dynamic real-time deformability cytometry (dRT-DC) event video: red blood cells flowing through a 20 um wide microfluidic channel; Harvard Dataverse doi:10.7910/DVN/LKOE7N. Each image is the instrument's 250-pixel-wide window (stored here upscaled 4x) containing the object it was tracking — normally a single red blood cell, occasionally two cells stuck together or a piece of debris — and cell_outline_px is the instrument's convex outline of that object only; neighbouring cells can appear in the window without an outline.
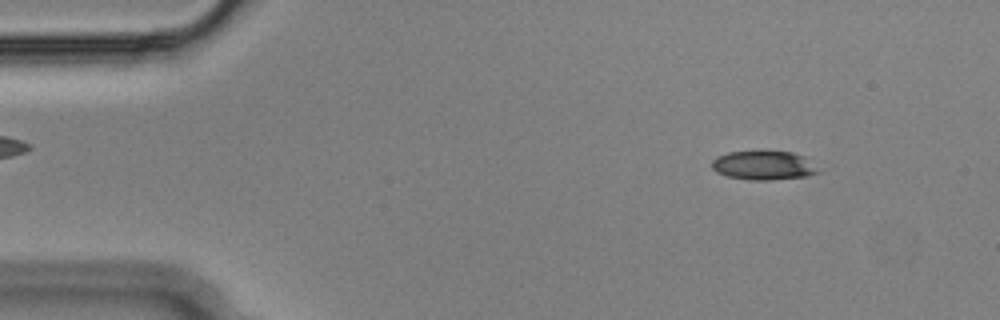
{"species": "Egyptian fruit bat (a non-hibernating species)", "species_latin": "Rousettus aegyptiacus", "temperature_condition": "cold", "stored_images_in_passage": 54, "camera_frame_rate_fps": 3000, "um_per_image_px": 0.085, "animal": {"sex": "male"}, "frame": {"image": 1, "passage_image": 6, "time_ms": 1.667, "image_size_px": [1000, 320], "cell_outline_px": [[820, 172], [808, 176], [772, 180], [748, 180], [728, 176], [716, 172], [712, 168], [712, 160], [716, 156], [728, 152], [792, 152], [804, 156]], "centroid_in_image_um": [64.88, 14.07], "position_along_channel_um": 20.1, "area_um2": 17.8}}
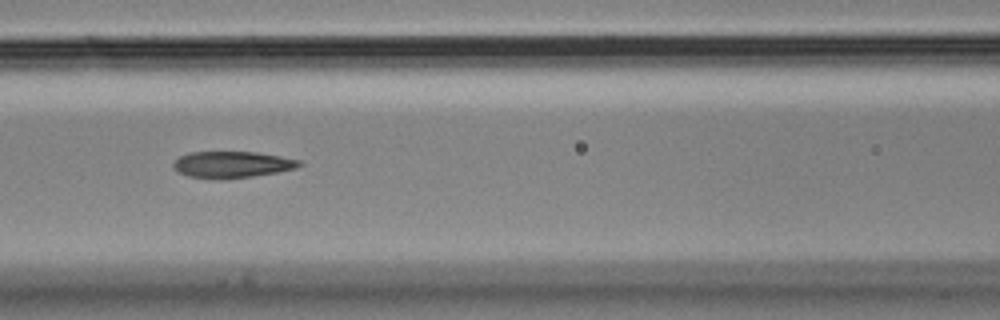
{"frame": {"image": 2, "passage_image": 23, "time_ms": 7.333, "image_size_px": [1000, 320], "cell_outline_px": [[304, 164], [296, 168], [276, 172], [252, 176], [224, 180], [220, 180], [188, 176], [176, 172], [172, 164], [180, 156], [188, 152], [256, 152], [280, 156], [300, 160]], "centroid_in_image_um": [19.7, 13.99], "position_along_channel_um": 146.9, "area_um2": 19.59}}
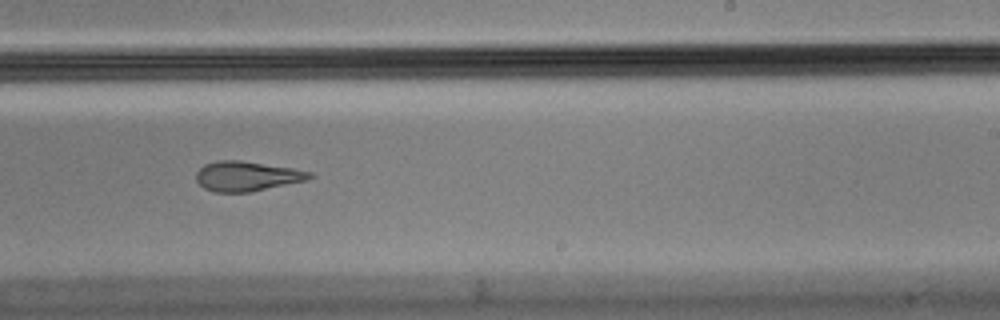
{"frame": {"image": 3, "passage_image": 33, "time_ms": 10.667, "image_size_px": [1000, 320], "cell_outline_px": [[316, 176], [304, 180], [248, 192], [212, 192], [204, 188], [196, 180], [196, 172], [204, 164], [216, 160], [240, 160], [292, 168], [312, 172]], "centroid_in_image_um": [20.93, 14.96], "position_along_channel_um": 268.1, "area_um2": 19.54}, "authors_computed_cell_mechanics": {"area_um2": 20.1144, "velocity_mm_per_s": 3.6461, "shape_relaxation_time_tau1_ms": null, "shape_relaxation_time_tau2_ms": 3.7658, "deformation_change_tau1": null, "deformation_change_tau2": 0.1393}}